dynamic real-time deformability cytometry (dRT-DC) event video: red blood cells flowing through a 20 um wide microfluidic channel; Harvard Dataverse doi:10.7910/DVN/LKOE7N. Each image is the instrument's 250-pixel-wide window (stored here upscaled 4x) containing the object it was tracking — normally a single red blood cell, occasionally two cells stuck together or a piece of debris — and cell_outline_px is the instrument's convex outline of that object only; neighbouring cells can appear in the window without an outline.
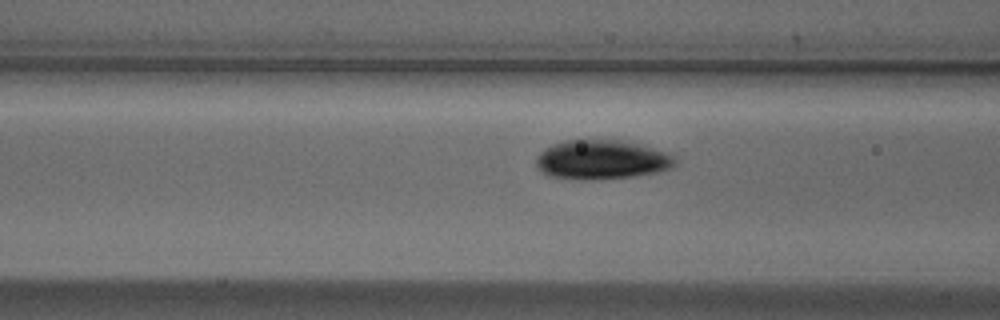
{"species": "Egyptian fruit bat (a non-hibernating species)", "species_latin": "Rousettus aegyptiacus", "temperature_condition": "cold", "stored_images_in_passage": 19, "camera_frame_rate_fps": 3000, "um_per_image_px": 0.085, "animal": {"sex": "male"}, "frame": {"image": 1, "passage_image": 17, "time_ms": 5.333, "image_size_px": [1000, 320], "cell_outline_px": [[676, 164], [672, 168], [656, 172], [636, 176], [600, 180], [580, 180], [548, 176], [540, 172], [536, 168], [536, 156], [544, 148], [552, 144], [564, 140], [620, 140], [640, 144], [668, 152], [676, 156]], "centroid_in_image_um": [51.13, 13.58], "position_along_channel_um": 115.5, "area_um2": 32.48}}